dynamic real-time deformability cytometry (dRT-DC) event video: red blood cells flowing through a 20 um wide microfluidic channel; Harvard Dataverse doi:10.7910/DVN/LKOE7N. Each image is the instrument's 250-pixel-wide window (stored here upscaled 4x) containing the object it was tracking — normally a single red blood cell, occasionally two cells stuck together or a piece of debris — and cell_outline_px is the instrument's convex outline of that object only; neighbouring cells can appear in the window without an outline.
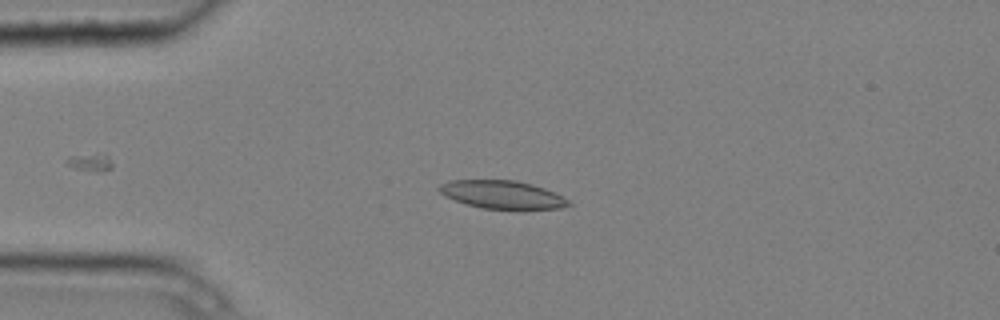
{"species": "common noctule bat (a hibernating species)", "species_latin": "Nyctalus noctula", "temperature_condition": "cold", "stored_images_in_passage": 7, "camera_frame_rate_fps": 3000, "um_per_image_px": 0.085, "animal": {"sex": "male", "body_mass_g": 20.4}, "frame": {"image": 1, "passage_image": 3, "time_ms": 0.667, "image_size_px": [1000, 320], "cell_outline_px": [[572, 204], [560, 208], [520, 212], [484, 208], [464, 204], [444, 196], [436, 188], [440, 184], [452, 180], [516, 180], [532, 184], [544, 188], [568, 200]], "centroid_in_image_um": [42.7, 16.59], "position_along_channel_um": 42.3, "area_um2": 21.91}}
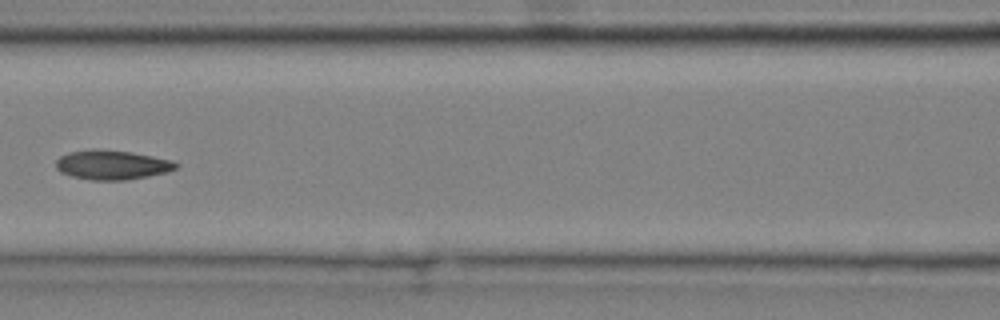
{"frame": {"image": 2, "passage_image": 6, "time_ms": 1.667, "image_size_px": [1000, 320], "cell_outline_px": [[180, 164], [176, 168], [168, 172], [148, 176], [124, 180], [92, 180], [72, 176], [60, 172], [56, 168], [56, 160], [60, 156], [68, 152], [92, 148], [100, 148], [132, 152], [172, 160]], "centroid_in_image_um": [9.51, 13.99], "position_along_channel_um": 157.1, "area_um2": 20.81}}
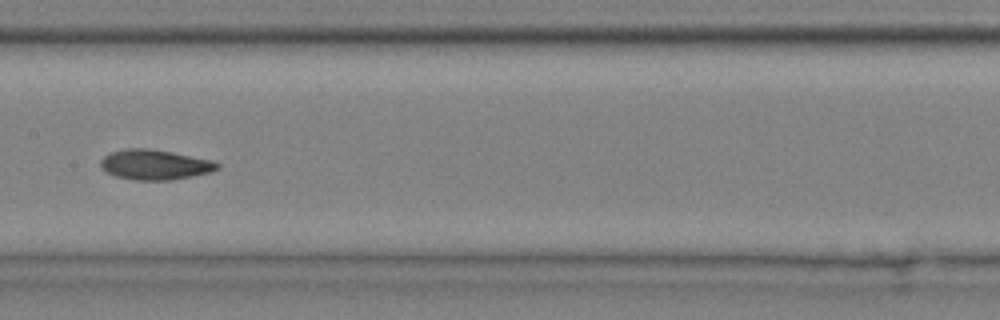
{"frame": {"image": 3, "passage_image": 7, "time_ms": 2.0, "image_size_px": [1000, 320], "cell_outline_px": [[220, 168], [212, 172], [172, 180], [136, 180], [116, 176], [108, 172], [100, 164], [100, 160], [104, 156], [112, 152], [124, 148], [148, 148], [172, 152], [212, 160], [220, 164]], "centroid_in_image_um": [13.2, 13.99], "position_along_channel_um": 194.2, "area_um2": 20.4}}